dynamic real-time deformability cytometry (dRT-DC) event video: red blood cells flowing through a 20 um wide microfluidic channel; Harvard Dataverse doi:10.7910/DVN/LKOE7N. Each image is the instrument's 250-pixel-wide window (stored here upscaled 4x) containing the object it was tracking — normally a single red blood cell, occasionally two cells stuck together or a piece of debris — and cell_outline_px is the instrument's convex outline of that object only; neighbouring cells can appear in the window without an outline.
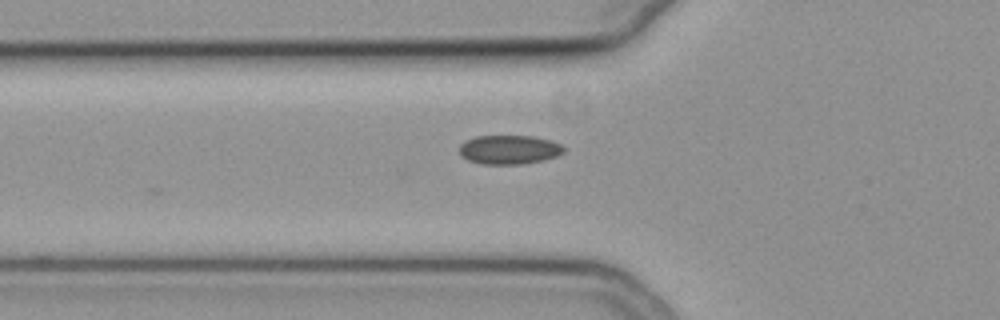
{"species": "common noctule bat (a hibernating species)", "species_latin": "Nyctalus noctula", "temperature_condition": "cold", "stored_images_in_passage": 6, "camera_frame_rate_fps": 3000, "um_per_image_px": 0.085, "animal": {"sex": "female", "body_mass_g": 19.3, "forearm_length_mm": 54.1}, "frame": {"image": 1, "passage_image": 2, "time_ms": 0.333, "image_size_px": [1000, 320], "cell_outline_px": [[564, 152], [556, 156], [540, 160], [520, 164], [484, 164], [468, 160], [460, 156], [460, 144], [464, 140], [476, 136], [532, 136], [552, 140], [560, 144], [564, 148]], "centroid_in_image_um": [43.24, 12.71], "position_along_channel_um": 82.6, "area_um2": 17.63}}
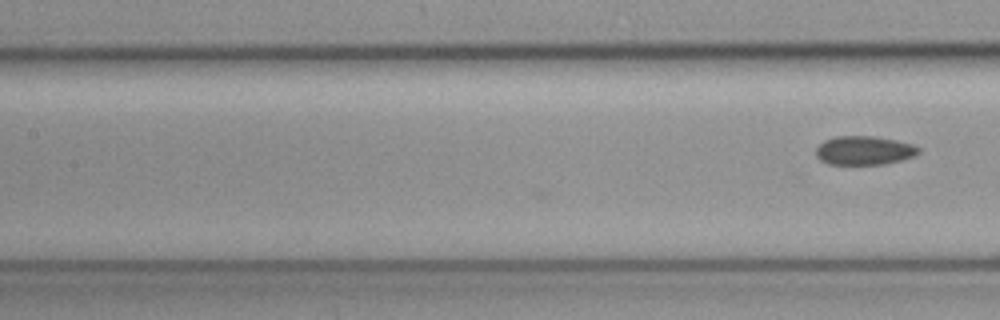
{"frame": {"image": 2, "passage_image": 6, "time_ms": 1.667, "image_size_px": [1000, 320], "cell_outline_px": [[920, 152], [916, 156], [884, 164], [828, 164], [820, 160], [816, 156], [816, 148], [824, 140], [836, 136], [872, 136], [896, 140], [912, 144], [920, 148]], "centroid_in_image_um": [73.46, 12.79], "position_along_channel_um": 133.9, "area_um2": 17.28}}